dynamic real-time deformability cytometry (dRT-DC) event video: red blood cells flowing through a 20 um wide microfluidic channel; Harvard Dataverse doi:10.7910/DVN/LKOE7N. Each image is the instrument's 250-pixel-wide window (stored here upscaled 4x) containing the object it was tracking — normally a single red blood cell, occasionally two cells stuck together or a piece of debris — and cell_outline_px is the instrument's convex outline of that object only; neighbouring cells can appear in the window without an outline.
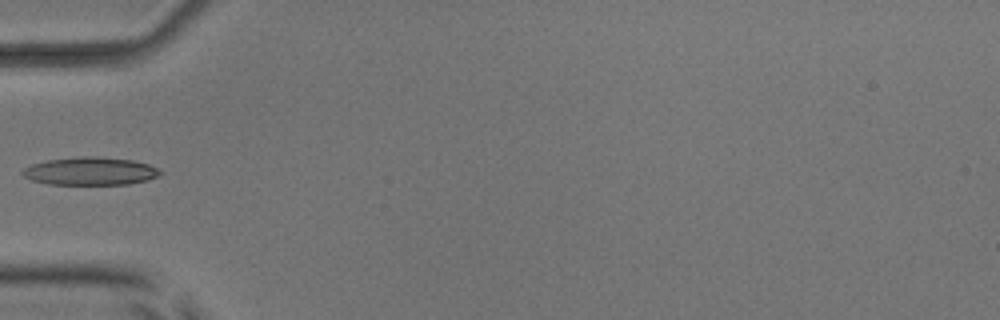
{"species": "common noctule bat (a hibernating species)", "species_latin": "Nyctalus noctula", "temperature_condition": "room temperature", "stored_images_in_passage": 6, "camera_frame_rate_fps": 3000, "um_per_image_px": 0.085, "animal": {"sex": "male", "body_mass_g": 17.9, "forearm_length_mm": 54.2}, "frame": {"image": 1, "passage_image": 5, "time_ms": 5.667, "image_size_px": [1000, 320], "cell_outline_px": [[160, 176], [148, 180], [128, 184], [48, 184], [32, 180], [24, 176], [20, 172], [24, 168], [32, 164], [48, 160], [84, 156], [100, 156], [132, 160], [148, 164], [156, 168], [160, 172]], "centroid_in_image_um": [7.67, 14.54], "position_along_channel_um": 77.3, "area_um2": 22.31}}
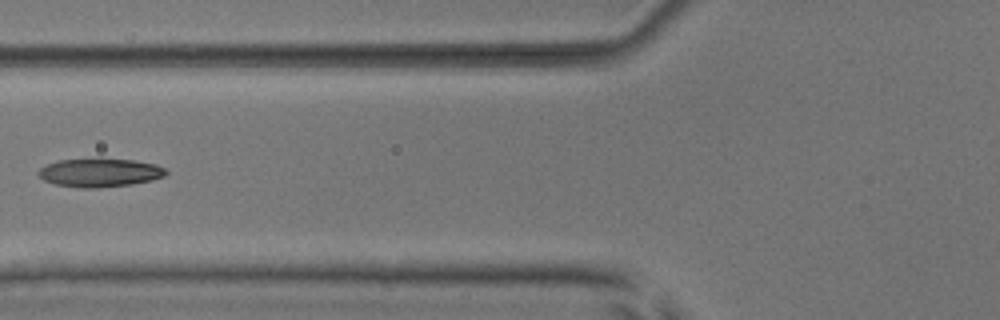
{"frame": {"image": 2, "passage_image": 6, "time_ms": 6.667, "image_size_px": [1000, 320], "cell_outline_px": [[168, 172], [164, 176], [152, 180], [132, 184], [96, 188], [80, 188], [56, 184], [44, 180], [36, 172], [40, 168], [48, 164], [60, 160], [100, 156], [132, 160], [156, 164], [164, 168]], "centroid_in_image_um": [8.48, 14.64], "position_along_channel_um": 117.3, "area_um2": 21.73}}